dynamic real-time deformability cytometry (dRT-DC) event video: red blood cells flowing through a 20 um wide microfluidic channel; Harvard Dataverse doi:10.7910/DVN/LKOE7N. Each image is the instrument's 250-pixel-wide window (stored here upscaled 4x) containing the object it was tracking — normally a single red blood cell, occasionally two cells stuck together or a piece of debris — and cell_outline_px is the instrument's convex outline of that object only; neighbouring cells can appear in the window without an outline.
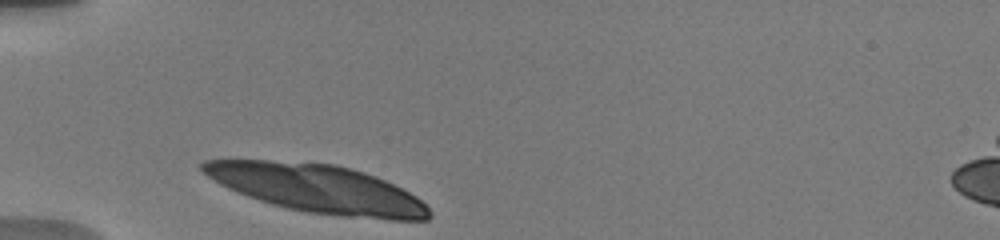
{"species": "human", "species_latin": "Homo sapiens", "temperature_condition": "warm", "stored_images_in_passage": 6, "camera_frame_rate_fps": 3000, "um_per_image_px": 0.085, "donor": {"sex": "male"}, "frame": {"image": 1, "passage_image": 1, "time_ms": 0.0, "image_size_px": [1000, 240], "cell_outline_px": [[432, 216], [428, 220], [388, 220], [344, 216], [308, 212], [288, 208], [272, 204], [248, 196], [228, 188], [220, 184], [208, 176], [200, 168], [200, 164], [204, 160], [268, 160], [336, 164], [352, 168], [376, 176], [416, 196], [432, 212]], "centroid_in_image_um": [27.01, 16.04], "position_along_channel_um": 58.0, "area_um2": 63.12}}